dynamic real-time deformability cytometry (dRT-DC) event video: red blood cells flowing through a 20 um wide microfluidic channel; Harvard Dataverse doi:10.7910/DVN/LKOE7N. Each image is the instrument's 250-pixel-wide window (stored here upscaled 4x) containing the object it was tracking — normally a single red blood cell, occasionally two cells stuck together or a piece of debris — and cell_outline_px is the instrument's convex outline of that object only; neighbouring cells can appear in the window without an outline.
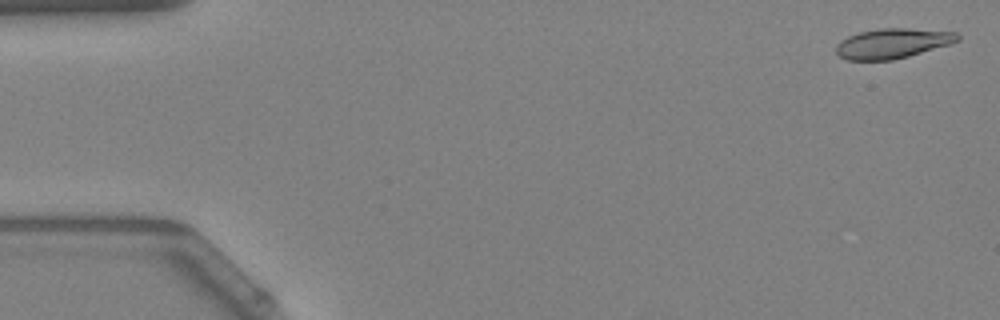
{"species": "Egyptian fruit bat (a non-hibernating species)", "species_latin": "Rousettus aegyptiacus", "temperature_condition": "warm", "stored_images_in_passage": 53, "camera_frame_rate_fps": 3000, "um_per_image_px": 0.085, "animal": {"sex": "female"}, "frame": {"image": 1, "passage_image": 2, "time_ms": 0.333, "image_size_px": [1000, 320], "cell_outline_px": [[960, 40], [948, 44], [908, 56], [892, 60], [848, 60], [840, 56], [836, 52], [836, 44], [840, 40], [848, 36], [860, 32], [880, 28], [908, 28], [956, 32], [960, 36]], "centroid_in_image_um": [75.84, 3.68], "position_along_channel_um": 9.2, "area_um2": 21.04}}
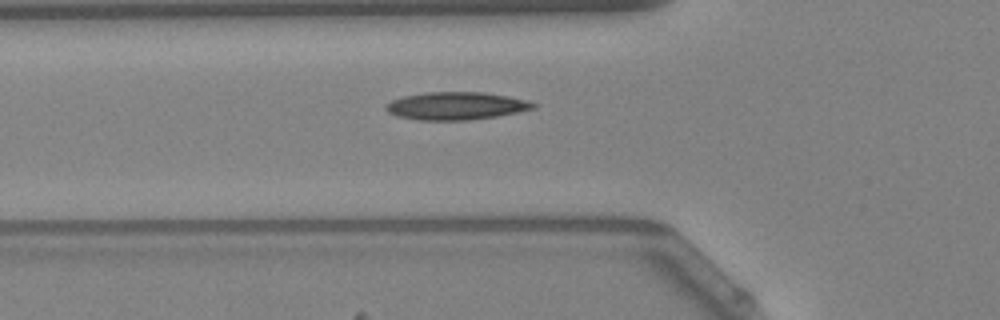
{"frame": {"image": 2, "passage_image": 19, "time_ms": 6.0, "image_size_px": [1000, 320], "cell_outline_px": [[536, 108], [496, 116], [468, 120], [416, 120], [396, 116], [388, 112], [384, 108], [392, 100], [404, 96], [428, 92], [484, 92], [508, 96], [528, 100], [536, 104]], "centroid_in_image_um": [38.76, 9.0], "position_along_channel_um": 87.0, "area_um2": 23.76}}
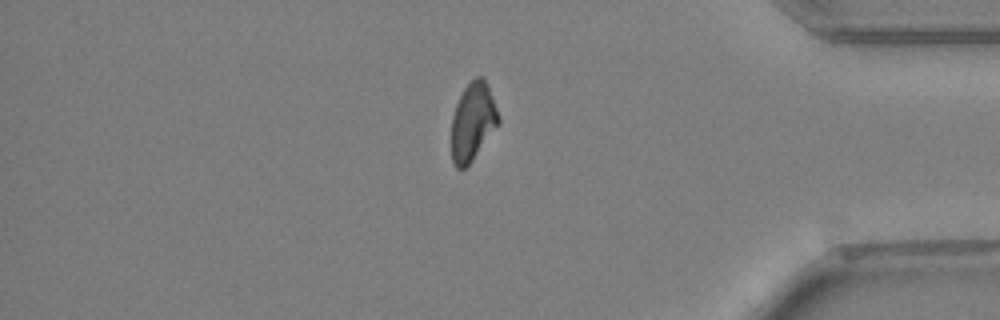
{"frame": {"image": 3, "passage_image": 45, "time_ms": 14.667, "image_size_px": [1000, 320], "cell_outline_px": [[500, 124], [468, 164], [464, 168], [456, 168], [452, 160], [452, 116], [456, 104], [464, 88], [476, 76], [484, 76], [500, 116]], "centroid_in_image_um": [40.2, 10.31], "position_along_channel_um": 395.0, "area_um2": 21.21}, "authors_computed_cell_mechanics": {"area_um2": 22.1374, "velocity_mm_per_s": 3.8809, "shape_relaxation_time_tau1_ms": 6.7293, "shape_relaxation_time_tau2_ms": 3.6848, "deformation_change_tau1": 0.21, "deformation_change_tau2": 0.115}}